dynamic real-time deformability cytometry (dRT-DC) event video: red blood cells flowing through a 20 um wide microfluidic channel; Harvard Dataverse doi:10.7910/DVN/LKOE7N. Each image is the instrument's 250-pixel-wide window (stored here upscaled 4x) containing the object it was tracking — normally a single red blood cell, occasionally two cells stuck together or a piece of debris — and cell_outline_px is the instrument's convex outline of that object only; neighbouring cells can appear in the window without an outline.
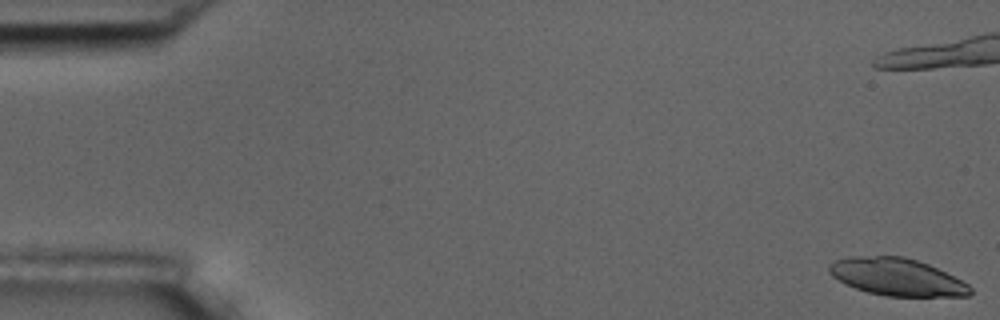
{"species": "common noctule bat (a hibernating species)", "species_latin": "Nyctalus noctula", "temperature_condition": "room temperature", "stored_images_in_passage": 35, "camera_frame_rate_fps": 3000, "um_per_image_px": 0.085, "animal": {"sex": "male", "body_mass_g": 17.5, "forearm_length_mm": 52.3}, "frame": {"image": 1, "passage_image": 1, "time_ms": 0.0, "image_size_px": [1000, 320], "cell_outline_px": [[972, 292], [968, 296], [888, 296], [868, 292], [844, 284], [832, 276], [828, 272], [828, 264], [836, 260], [852, 256], [904, 256], [928, 264], [968, 284], [972, 288]], "centroid_in_image_um": [76.2, 23.54], "position_along_channel_um": 8.8, "area_um2": 30.52}}